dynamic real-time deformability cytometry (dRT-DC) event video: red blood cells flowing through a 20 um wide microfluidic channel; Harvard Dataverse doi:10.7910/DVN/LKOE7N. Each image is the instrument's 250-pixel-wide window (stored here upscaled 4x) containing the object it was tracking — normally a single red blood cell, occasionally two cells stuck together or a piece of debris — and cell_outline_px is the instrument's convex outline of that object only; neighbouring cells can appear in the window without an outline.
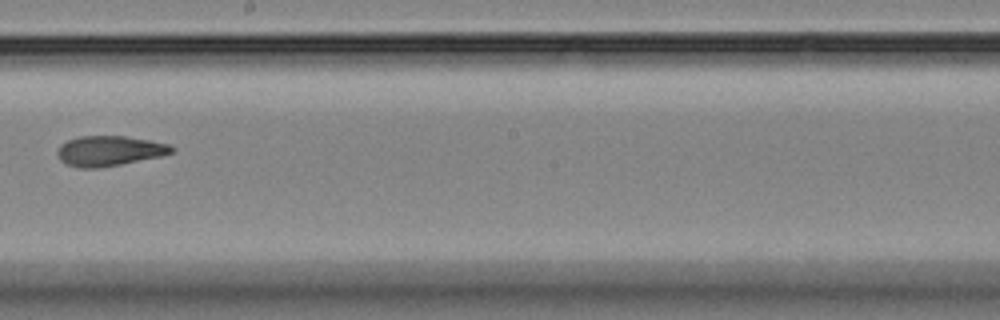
{"species": "Egyptian fruit bat (a non-hibernating species)", "species_latin": "Rousettus aegyptiacus", "temperature_condition": "room temperature", "stored_images_in_passage": 16, "camera_frame_rate_fps": 3000, "um_per_image_px": 0.085, "animal": {"sex": "female"}, "frame": {"image": 1, "passage_image": 10, "time_ms": 11.333, "image_size_px": [1000, 320], "cell_outline_px": [[176, 148], [172, 152], [160, 156], [120, 164], [96, 168], [80, 168], [68, 164], [60, 160], [56, 152], [60, 144], [68, 140], [80, 136], [124, 136], [148, 140], [168, 144]], "centroid_in_image_um": [9.26, 12.82], "position_along_channel_um": 238.9, "area_um2": 19.83}}
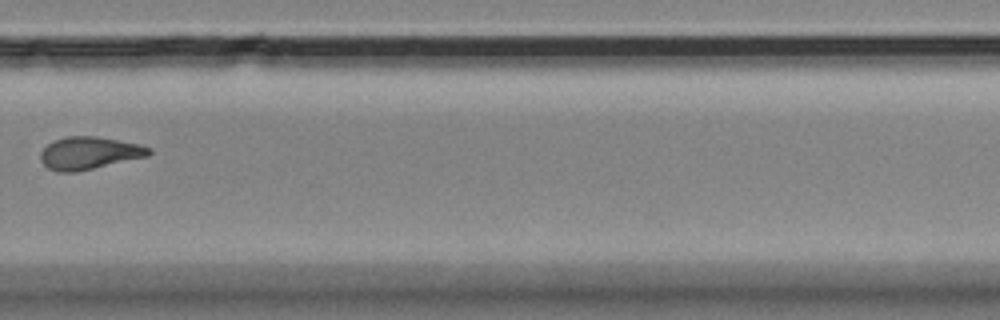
{"frame": {"image": 2, "passage_image": 12, "time_ms": 13.667, "image_size_px": [1000, 320], "cell_outline_px": [[152, 152], [148, 156], [76, 172], [56, 172], [48, 168], [40, 160], [40, 152], [52, 140], [64, 136], [96, 136], [140, 144], [152, 148]], "centroid_in_image_um": [7.57, 13.0], "position_along_channel_um": 322.2, "area_um2": 20.69}, "authors_computed_cell_mechanics": {"area_um2": 20.0566, "velocity_mm_per_s": 3.5958, "shape_relaxation_time_tau1_ms": null, "shape_relaxation_time_tau2_ms": 7.0255, "deformation_change_tau1": null, "deformation_change_tau2": 0.1344}}